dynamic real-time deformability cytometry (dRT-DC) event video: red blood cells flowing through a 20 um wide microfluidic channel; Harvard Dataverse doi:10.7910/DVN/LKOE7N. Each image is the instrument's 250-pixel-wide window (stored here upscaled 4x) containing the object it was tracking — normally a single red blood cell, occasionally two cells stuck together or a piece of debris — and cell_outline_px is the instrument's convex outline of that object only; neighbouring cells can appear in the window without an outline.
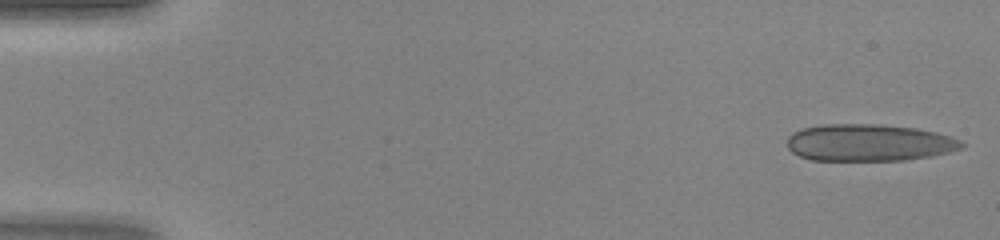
{"species": "human", "species_latin": "Homo sapiens", "temperature_condition": "warm", "stored_images_in_passage": 46, "camera_frame_rate_fps": 3000, "um_per_image_px": 0.085, "donor": {"sex": "female"}, "frame": {"image": 1, "passage_image": 1, "time_ms": 0.0, "image_size_px": [1000, 240], "cell_outline_px": [[964, 144], [960, 148], [948, 152], [932, 156], [908, 160], [812, 160], [800, 156], [792, 152], [788, 148], [788, 136], [792, 132], [804, 128], [820, 124], [880, 124], [916, 128], [936, 132], [960, 140]], "centroid_in_image_um": [73.84, 12.12], "position_along_channel_um": 11.2, "area_um2": 37.63}}
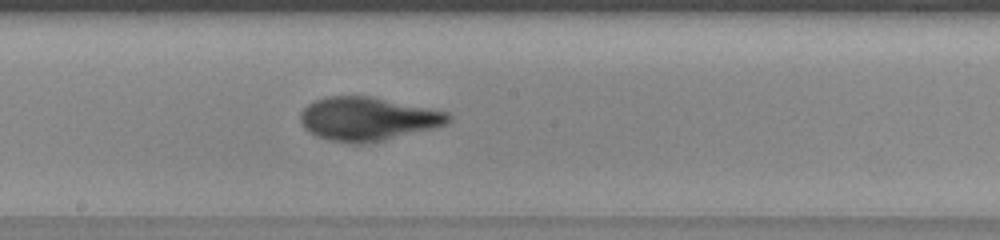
{"frame": {"image": 2, "passage_image": 25, "time_ms": 8.0, "image_size_px": [1000, 240], "cell_outline_px": [[452, 120], [448, 124], [436, 128], [380, 140], [328, 140], [316, 136], [308, 132], [304, 128], [300, 120], [300, 112], [308, 104], [316, 100], [328, 96], [372, 96], [448, 112], [452, 116]], "centroid_in_image_um": [31.28, 10.06], "position_along_channel_um": 216.9, "area_um2": 36.76}}
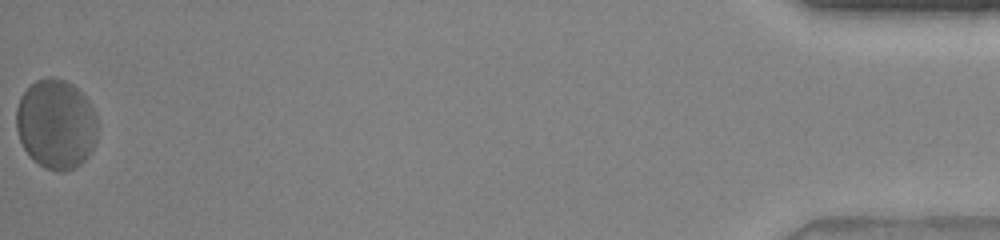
{"frame": {"image": 3, "passage_image": 46, "time_ms": 15.0, "image_size_px": [1000, 240], "cell_outline_px": [[100, 124], [96, 140], [92, 152], [76, 168], [64, 172], [60, 172], [44, 168], [32, 160], [24, 148], [20, 140], [16, 128], [16, 108], [20, 96], [36, 80], [48, 76], [52, 76], [64, 80], [72, 84], [92, 104], [96, 112]], "centroid_in_image_um": [4.79, 10.56], "position_along_channel_um": 430.4, "area_um2": 43.35}}